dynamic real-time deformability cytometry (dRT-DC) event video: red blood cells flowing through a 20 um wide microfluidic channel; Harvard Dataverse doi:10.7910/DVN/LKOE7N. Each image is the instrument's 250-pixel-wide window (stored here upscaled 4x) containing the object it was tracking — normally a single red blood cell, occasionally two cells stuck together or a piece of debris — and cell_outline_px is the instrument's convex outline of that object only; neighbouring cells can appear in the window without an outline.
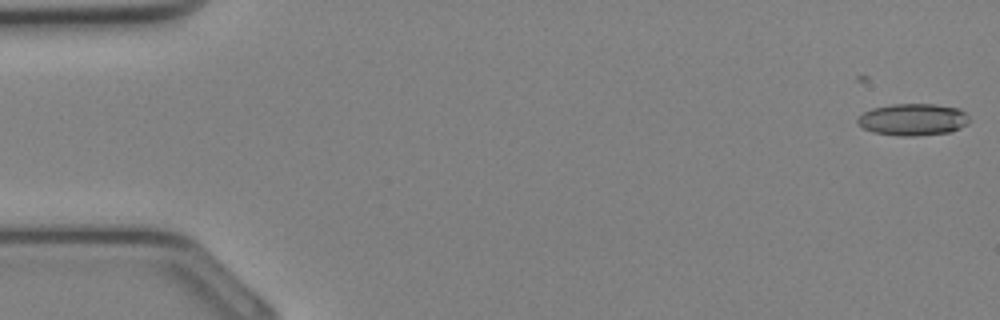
{"species": "Egyptian fruit bat (a non-hibernating species)", "species_latin": "Rousettus aegyptiacus", "temperature_condition": "cold", "stored_images_in_passage": 6, "camera_frame_rate_fps": 3000, "um_per_image_px": 0.085, "animal": {"sex": "female"}, "frame": {"image": 1, "passage_image": 1, "time_ms": 0.0, "image_size_px": [1000, 320], "cell_outline_px": [[968, 124], [952, 132], [916, 136], [900, 136], [872, 132], [856, 124], [856, 120], [864, 112], [872, 108], [892, 104], [936, 104], [960, 108], [968, 116]], "centroid_in_image_um": [77.61, 10.16], "position_along_channel_um": 7.4, "area_um2": 20.98}}